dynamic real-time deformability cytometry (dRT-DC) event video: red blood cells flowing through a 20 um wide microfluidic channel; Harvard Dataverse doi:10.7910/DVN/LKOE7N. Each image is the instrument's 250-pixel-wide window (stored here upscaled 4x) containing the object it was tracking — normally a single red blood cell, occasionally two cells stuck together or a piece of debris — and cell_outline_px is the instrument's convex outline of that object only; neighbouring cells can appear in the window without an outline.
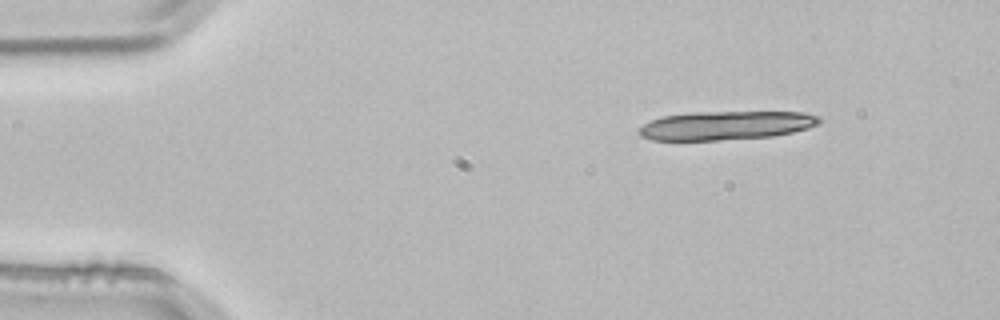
{"species": "common noctule bat (a hibernating species)", "species_latin": "Nyctalus noctula", "temperature_condition": "room temperature", "stored_images_in_passage": 3, "camera_frame_rate_fps": 3000, "um_per_image_px": 0.085, "animal": {"sex": "male", "body_mass_g": 21.5, "forearm_length_mm": 52.0}, "frame": {"image": 1, "passage_image": 1, "time_ms": 0.0, "image_size_px": [1000, 320], "cell_outline_px": [[824, 120], [820, 124], [808, 128], [792, 132], [772, 136], [720, 140], [652, 140], [640, 136], [640, 128], [644, 124], [660, 116], [692, 112], [804, 112], [820, 116]], "centroid_in_image_um": [61.75, 10.65], "position_along_channel_um": 23.2, "area_um2": 30.35}}
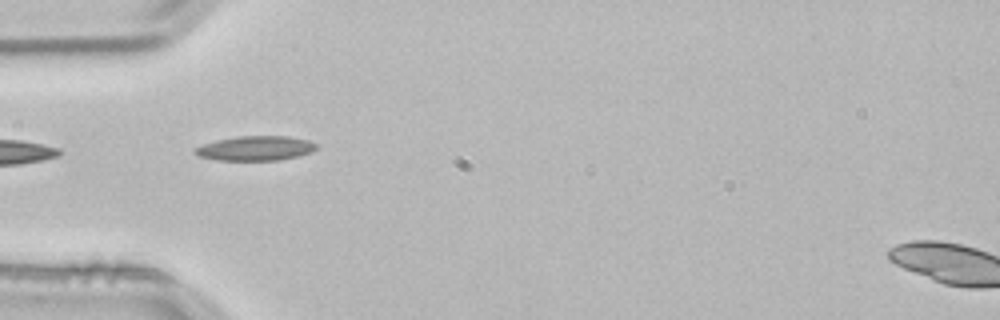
{"frame": {"image": 2, "passage_image": 3, "time_ms": 0.667, "image_size_px": [1000, 320], "cell_outline_px": [[316, 148], [312, 152], [300, 156], [280, 160], [216, 160], [200, 156], [192, 152], [192, 148], [216, 140], [236, 136], [288, 136], [308, 140], [316, 144]], "centroid_in_image_um": [21.7, 12.6], "position_along_channel_um": 63.3, "area_um2": 17.51}}